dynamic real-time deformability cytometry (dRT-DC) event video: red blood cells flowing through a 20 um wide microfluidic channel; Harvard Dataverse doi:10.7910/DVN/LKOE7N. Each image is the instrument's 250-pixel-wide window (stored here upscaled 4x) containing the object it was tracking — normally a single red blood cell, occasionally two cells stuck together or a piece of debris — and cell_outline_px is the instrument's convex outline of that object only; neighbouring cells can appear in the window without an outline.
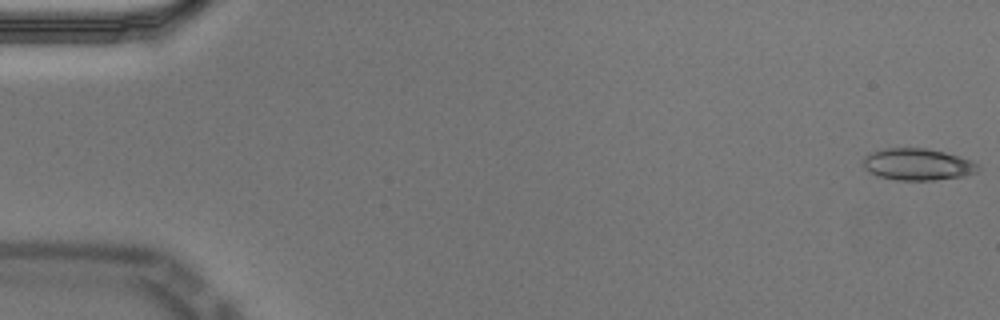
{"species": "Egyptian fruit bat (a non-hibernating species)", "species_latin": "Rousettus aegyptiacus", "temperature_condition": "cold", "stored_images_in_passage": 57, "camera_frame_rate_fps": 3000, "um_per_image_px": 0.085, "animal": {"sex": "male"}, "frame": {"image": 1, "passage_image": 1, "time_ms": 0.0, "image_size_px": [1000, 320], "cell_outline_px": [[980, 168], [976, 172], [964, 176], [936, 180], [896, 180], [876, 176], [864, 168], [864, 156], [872, 152], [888, 148], [924, 148], [944, 152], [968, 160], [976, 164]], "centroid_in_image_um": [77.96, 13.98], "position_along_channel_um": 7.0, "area_um2": 21.04}}
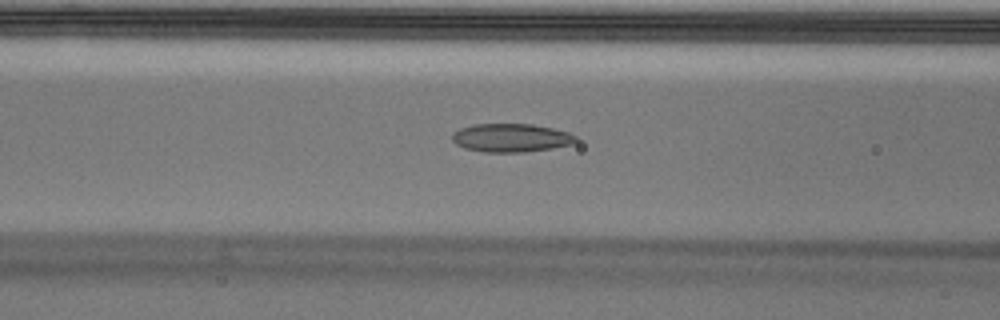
{"frame": {"image": 2, "passage_image": 23, "time_ms": 7.333, "image_size_px": [1000, 320], "cell_outline_px": [[580, 140], [572, 144], [552, 148], [524, 152], [484, 152], [464, 148], [456, 144], [452, 140], [452, 132], [460, 128], [472, 124], [532, 124], [552, 128], [568, 132], [576, 136]], "centroid_in_image_um": [43.44, 11.71], "position_along_channel_um": 123.2, "area_um2": 20.63}}
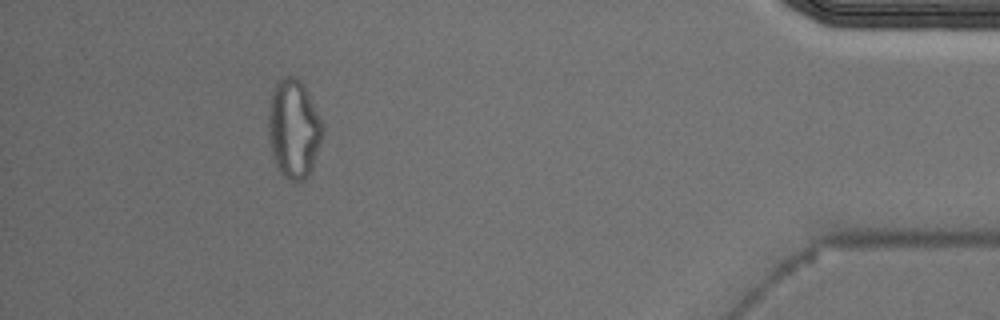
{"frame": {"image": 3, "passage_image": 52, "time_ms": 17.0, "image_size_px": [1000, 320], "cell_outline_px": [[324, 132], [312, 168], [308, 176], [304, 180], [296, 184], [288, 180], [280, 172], [276, 164], [272, 152], [268, 136], [268, 108], [272, 92], [276, 84], [284, 76], [296, 76], [304, 84], [308, 92], [324, 128]], "centroid_in_image_um": [24.96, 10.97], "position_along_channel_um": 410.2, "area_um2": 31.39}, "authors_computed_cell_mechanics": {"area_um2": 20.6924, "velocity_mm_per_s": 3.5306, "shape_relaxation_time_tau1_ms": null, "shape_relaxation_time_tau2_ms": 3.5108, "deformation_change_tau1": null, "deformation_change_tau2": 0.1106}}